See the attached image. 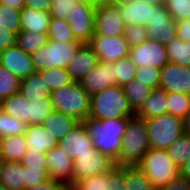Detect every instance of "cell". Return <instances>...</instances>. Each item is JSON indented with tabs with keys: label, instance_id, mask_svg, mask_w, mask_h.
Listing matches in <instances>:
<instances>
[{
	"label": "cell",
	"instance_id": "cell-1",
	"mask_svg": "<svg viewBox=\"0 0 190 190\" xmlns=\"http://www.w3.org/2000/svg\"><path fill=\"white\" fill-rule=\"evenodd\" d=\"M130 118L107 120L87 118L83 122L93 140L94 148L116 161L122 149V138Z\"/></svg>",
	"mask_w": 190,
	"mask_h": 190
},
{
	"label": "cell",
	"instance_id": "cell-2",
	"mask_svg": "<svg viewBox=\"0 0 190 190\" xmlns=\"http://www.w3.org/2000/svg\"><path fill=\"white\" fill-rule=\"evenodd\" d=\"M136 113L125 96L123 87L113 85L91 96L88 118L95 120L134 117Z\"/></svg>",
	"mask_w": 190,
	"mask_h": 190
},
{
	"label": "cell",
	"instance_id": "cell-3",
	"mask_svg": "<svg viewBox=\"0 0 190 190\" xmlns=\"http://www.w3.org/2000/svg\"><path fill=\"white\" fill-rule=\"evenodd\" d=\"M122 141V149L115 165L136 166L150 148L146 120L137 116L131 117Z\"/></svg>",
	"mask_w": 190,
	"mask_h": 190
},
{
	"label": "cell",
	"instance_id": "cell-4",
	"mask_svg": "<svg viewBox=\"0 0 190 190\" xmlns=\"http://www.w3.org/2000/svg\"><path fill=\"white\" fill-rule=\"evenodd\" d=\"M50 99L56 111L77 119L86 120L90 113L91 96L80 82L73 81L50 93Z\"/></svg>",
	"mask_w": 190,
	"mask_h": 190
},
{
	"label": "cell",
	"instance_id": "cell-5",
	"mask_svg": "<svg viewBox=\"0 0 190 190\" xmlns=\"http://www.w3.org/2000/svg\"><path fill=\"white\" fill-rule=\"evenodd\" d=\"M136 167L155 187L168 184L179 176V166L165 149L149 148Z\"/></svg>",
	"mask_w": 190,
	"mask_h": 190
},
{
	"label": "cell",
	"instance_id": "cell-6",
	"mask_svg": "<svg viewBox=\"0 0 190 190\" xmlns=\"http://www.w3.org/2000/svg\"><path fill=\"white\" fill-rule=\"evenodd\" d=\"M145 120L150 148L167 150L185 133L184 121L170 113Z\"/></svg>",
	"mask_w": 190,
	"mask_h": 190
},
{
	"label": "cell",
	"instance_id": "cell-7",
	"mask_svg": "<svg viewBox=\"0 0 190 190\" xmlns=\"http://www.w3.org/2000/svg\"><path fill=\"white\" fill-rule=\"evenodd\" d=\"M82 44L49 40L44 48L31 55L36 72L49 68H66Z\"/></svg>",
	"mask_w": 190,
	"mask_h": 190
},
{
	"label": "cell",
	"instance_id": "cell-8",
	"mask_svg": "<svg viewBox=\"0 0 190 190\" xmlns=\"http://www.w3.org/2000/svg\"><path fill=\"white\" fill-rule=\"evenodd\" d=\"M115 161L96 148L88 153L76 155L72 166V180L70 187L78 180L111 171Z\"/></svg>",
	"mask_w": 190,
	"mask_h": 190
},
{
	"label": "cell",
	"instance_id": "cell-9",
	"mask_svg": "<svg viewBox=\"0 0 190 190\" xmlns=\"http://www.w3.org/2000/svg\"><path fill=\"white\" fill-rule=\"evenodd\" d=\"M97 2L79 0L68 23L75 38L82 43H89L95 32V9Z\"/></svg>",
	"mask_w": 190,
	"mask_h": 190
},
{
	"label": "cell",
	"instance_id": "cell-10",
	"mask_svg": "<svg viewBox=\"0 0 190 190\" xmlns=\"http://www.w3.org/2000/svg\"><path fill=\"white\" fill-rule=\"evenodd\" d=\"M125 23L117 7L109 0H101L95 9L94 35L123 36Z\"/></svg>",
	"mask_w": 190,
	"mask_h": 190
},
{
	"label": "cell",
	"instance_id": "cell-11",
	"mask_svg": "<svg viewBox=\"0 0 190 190\" xmlns=\"http://www.w3.org/2000/svg\"><path fill=\"white\" fill-rule=\"evenodd\" d=\"M136 67L143 65L161 69L169 62L166 45L158 40H146L142 44L130 47L129 55Z\"/></svg>",
	"mask_w": 190,
	"mask_h": 190
},
{
	"label": "cell",
	"instance_id": "cell-12",
	"mask_svg": "<svg viewBox=\"0 0 190 190\" xmlns=\"http://www.w3.org/2000/svg\"><path fill=\"white\" fill-rule=\"evenodd\" d=\"M88 44L103 63H114L129 55L130 46L123 36L93 35Z\"/></svg>",
	"mask_w": 190,
	"mask_h": 190
},
{
	"label": "cell",
	"instance_id": "cell-13",
	"mask_svg": "<svg viewBox=\"0 0 190 190\" xmlns=\"http://www.w3.org/2000/svg\"><path fill=\"white\" fill-rule=\"evenodd\" d=\"M149 40H158L167 45L176 37V20L172 18L165 5L157 6L146 23Z\"/></svg>",
	"mask_w": 190,
	"mask_h": 190
},
{
	"label": "cell",
	"instance_id": "cell-14",
	"mask_svg": "<svg viewBox=\"0 0 190 190\" xmlns=\"http://www.w3.org/2000/svg\"><path fill=\"white\" fill-rule=\"evenodd\" d=\"M159 89L190 95V67L168 62L160 69Z\"/></svg>",
	"mask_w": 190,
	"mask_h": 190
},
{
	"label": "cell",
	"instance_id": "cell-15",
	"mask_svg": "<svg viewBox=\"0 0 190 190\" xmlns=\"http://www.w3.org/2000/svg\"><path fill=\"white\" fill-rule=\"evenodd\" d=\"M0 65L16 75L20 80L36 72L32 57L14 45L0 52Z\"/></svg>",
	"mask_w": 190,
	"mask_h": 190
},
{
	"label": "cell",
	"instance_id": "cell-16",
	"mask_svg": "<svg viewBox=\"0 0 190 190\" xmlns=\"http://www.w3.org/2000/svg\"><path fill=\"white\" fill-rule=\"evenodd\" d=\"M118 9L123 18L125 26L140 25L146 26L150 21L151 14L157 7L151 3L138 2L133 0H110Z\"/></svg>",
	"mask_w": 190,
	"mask_h": 190
},
{
	"label": "cell",
	"instance_id": "cell-17",
	"mask_svg": "<svg viewBox=\"0 0 190 190\" xmlns=\"http://www.w3.org/2000/svg\"><path fill=\"white\" fill-rule=\"evenodd\" d=\"M47 175L49 178L65 183L70 188L73 159L59 145L46 153Z\"/></svg>",
	"mask_w": 190,
	"mask_h": 190
},
{
	"label": "cell",
	"instance_id": "cell-18",
	"mask_svg": "<svg viewBox=\"0 0 190 190\" xmlns=\"http://www.w3.org/2000/svg\"><path fill=\"white\" fill-rule=\"evenodd\" d=\"M58 145L73 160L76 158V155L88 153L94 148L93 140L84 122H79L58 142Z\"/></svg>",
	"mask_w": 190,
	"mask_h": 190
},
{
	"label": "cell",
	"instance_id": "cell-19",
	"mask_svg": "<svg viewBox=\"0 0 190 190\" xmlns=\"http://www.w3.org/2000/svg\"><path fill=\"white\" fill-rule=\"evenodd\" d=\"M79 82L90 96L115 85L114 64L99 61Z\"/></svg>",
	"mask_w": 190,
	"mask_h": 190
},
{
	"label": "cell",
	"instance_id": "cell-20",
	"mask_svg": "<svg viewBox=\"0 0 190 190\" xmlns=\"http://www.w3.org/2000/svg\"><path fill=\"white\" fill-rule=\"evenodd\" d=\"M99 64L98 55L88 43H83L66 67L73 81L79 82Z\"/></svg>",
	"mask_w": 190,
	"mask_h": 190
},
{
	"label": "cell",
	"instance_id": "cell-21",
	"mask_svg": "<svg viewBox=\"0 0 190 190\" xmlns=\"http://www.w3.org/2000/svg\"><path fill=\"white\" fill-rule=\"evenodd\" d=\"M28 149L47 153L58 145V141L42 124L28 125L24 133Z\"/></svg>",
	"mask_w": 190,
	"mask_h": 190
},
{
	"label": "cell",
	"instance_id": "cell-22",
	"mask_svg": "<svg viewBox=\"0 0 190 190\" xmlns=\"http://www.w3.org/2000/svg\"><path fill=\"white\" fill-rule=\"evenodd\" d=\"M51 18L49 12L24 7L20 11L21 31L47 34Z\"/></svg>",
	"mask_w": 190,
	"mask_h": 190
},
{
	"label": "cell",
	"instance_id": "cell-23",
	"mask_svg": "<svg viewBox=\"0 0 190 190\" xmlns=\"http://www.w3.org/2000/svg\"><path fill=\"white\" fill-rule=\"evenodd\" d=\"M19 92L30 102H38L40 99L50 97V89L39 72L30 74L20 80Z\"/></svg>",
	"mask_w": 190,
	"mask_h": 190
},
{
	"label": "cell",
	"instance_id": "cell-24",
	"mask_svg": "<svg viewBox=\"0 0 190 190\" xmlns=\"http://www.w3.org/2000/svg\"><path fill=\"white\" fill-rule=\"evenodd\" d=\"M24 166L18 161H0V183L7 190H24Z\"/></svg>",
	"mask_w": 190,
	"mask_h": 190
},
{
	"label": "cell",
	"instance_id": "cell-25",
	"mask_svg": "<svg viewBox=\"0 0 190 190\" xmlns=\"http://www.w3.org/2000/svg\"><path fill=\"white\" fill-rule=\"evenodd\" d=\"M78 123H79V121L77 119L67 116L66 114H64L62 112L54 110L43 121L42 125L59 142Z\"/></svg>",
	"mask_w": 190,
	"mask_h": 190
},
{
	"label": "cell",
	"instance_id": "cell-26",
	"mask_svg": "<svg viewBox=\"0 0 190 190\" xmlns=\"http://www.w3.org/2000/svg\"><path fill=\"white\" fill-rule=\"evenodd\" d=\"M167 92L162 89H153L143 106L136 113L142 119H150L168 113Z\"/></svg>",
	"mask_w": 190,
	"mask_h": 190
},
{
	"label": "cell",
	"instance_id": "cell-27",
	"mask_svg": "<svg viewBox=\"0 0 190 190\" xmlns=\"http://www.w3.org/2000/svg\"><path fill=\"white\" fill-rule=\"evenodd\" d=\"M28 150L25 135H13L0 138V161L22 160Z\"/></svg>",
	"mask_w": 190,
	"mask_h": 190
},
{
	"label": "cell",
	"instance_id": "cell-28",
	"mask_svg": "<svg viewBox=\"0 0 190 190\" xmlns=\"http://www.w3.org/2000/svg\"><path fill=\"white\" fill-rule=\"evenodd\" d=\"M3 112L16 117L20 122L31 125V102L20 92L3 99Z\"/></svg>",
	"mask_w": 190,
	"mask_h": 190
},
{
	"label": "cell",
	"instance_id": "cell-29",
	"mask_svg": "<svg viewBox=\"0 0 190 190\" xmlns=\"http://www.w3.org/2000/svg\"><path fill=\"white\" fill-rule=\"evenodd\" d=\"M125 96L129 99L131 108L137 113L143 106L145 100L152 92V88L139 80H132L122 86Z\"/></svg>",
	"mask_w": 190,
	"mask_h": 190
},
{
	"label": "cell",
	"instance_id": "cell-30",
	"mask_svg": "<svg viewBox=\"0 0 190 190\" xmlns=\"http://www.w3.org/2000/svg\"><path fill=\"white\" fill-rule=\"evenodd\" d=\"M48 42V34L20 31L16 35V45L30 55L36 53L41 48H44Z\"/></svg>",
	"mask_w": 190,
	"mask_h": 190
},
{
	"label": "cell",
	"instance_id": "cell-31",
	"mask_svg": "<svg viewBox=\"0 0 190 190\" xmlns=\"http://www.w3.org/2000/svg\"><path fill=\"white\" fill-rule=\"evenodd\" d=\"M169 62L190 67V42H185L178 37L166 45Z\"/></svg>",
	"mask_w": 190,
	"mask_h": 190
},
{
	"label": "cell",
	"instance_id": "cell-32",
	"mask_svg": "<svg viewBox=\"0 0 190 190\" xmlns=\"http://www.w3.org/2000/svg\"><path fill=\"white\" fill-rule=\"evenodd\" d=\"M49 40L59 43L67 42H79L72 31L68 21H63L56 17L51 18V22L48 27Z\"/></svg>",
	"mask_w": 190,
	"mask_h": 190
},
{
	"label": "cell",
	"instance_id": "cell-33",
	"mask_svg": "<svg viewBox=\"0 0 190 190\" xmlns=\"http://www.w3.org/2000/svg\"><path fill=\"white\" fill-rule=\"evenodd\" d=\"M51 92L73 82L66 68H49L39 71Z\"/></svg>",
	"mask_w": 190,
	"mask_h": 190
},
{
	"label": "cell",
	"instance_id": "cell-34",
	"mask_svg": "<svg viewBox=\"0 0 190 190\" xmlns=\"http://www.w3.org/2000/svg\"><path fill=\"white\" fill-rule=\"evenodd\" d=\"M168 113L183 121L190 111V95L184 93H167Z\"/></svg>",
	"mask_w": 190,
	"mask_h": 190
},
{
	"label": "cell",
	"instance_id": "cell-35",
	"mask_svg": "<svg viewBox=\"0 0 190 190\" xmlns=\"http://www.w3.org/2000/svg\"><path fill=\"white\" fill-rule=\"evenodd\" d=\"M115 85L124 86L135 79L137 67L129 56L114 63Z\"/></svg>",
	"mask_w": 190,
	"mask_h": 190
},
{
	"label": "cell",
	"instance_id": "cell-36",
	"mask_svg": "<svg viewBox=\"0 0 190 190\" xmlns=\"http://www.w3.org/2000/svg\"><path fill=\"white\" fill-rule=\"evenodd\" d=\"M168 155L180 167L190 158V134L181 135L169 148Z\"/></svg>",
	"mask_w": 190,
	"mask_h": 190
},
{
	"label": "cell",
	"instance_id": "cell-37",
	"mask_svg": "<svg viewBox=\"0 0 190 190\" xmlns=\"http://www.w3.org/2000/svg\"><path fill=\"white\" fill-rule=\"evenodd\" d=\"M127 190H159L136 166L126 167Z\"/></svg>",
	"mask_w": 190,
	"mask_h": 190
},
{
	"label": "cell",
	"instance_id": "cell-38",
	"mask_svg": "<svg viewBox=\"0 0 190 190\" xmlns=\"http://www.w3.org/2000/svg\"><path fill=\"white\" fill-rule=\"evenodd\" d=\"M102 190H127L126 167L115 166L111 171L104 172Z\"/></svg>",
	"mask_w": 190,
	"mask_h": 190
},
{
	"label": "cell",
	"instance_id": "cell-39",
	"mask_svg": "<svg viewBox=\"0 0 190 190\" xmlns=\"http://www.w3.org/2000/svg\"><path fill=\"white\" fill-rule=\"evenodd\" d=\"M19 88L20 79L0 65V99H6L12 94L18 93Z\"/></svg>",
	"mask_w": 190,
	"mask_h": 190
},
{
	"label": "cell",
	"instance_id": "cell-40",
	"mask_svg": "<svg viewBox=\"0 0 190 190\" xmlns=\"http://www.w3.org/2000/svg\"><path fill=\"white\" fill-rule=\"evenodd\" d=\"M27 126L26 123L20 122L16 117L3 112L0 115V138L24 135Z\"/></svg>",
	"mask_w": 190,
	"mask_h": 190
},
{
	"label": "cell",
	"instance_id": "cell-41",
	"mask_svg": "<svg viewBox=\"0 0 190 190\" xmlns=\"http://www.w3.org/2000/svg\"><path fill=\"white\" fill-rule=\"evenodd\" d=\"M0 27L17 35L21 31L20 11L0 3Z\"/></svg>",
	"mask_w": 190,
	"mask_h": 190
},
{
	"label": "cell",
	"instance_id": "cell-42",
	"mask_svg": "<svg viewBox=\"0 0 190 190\" xmlns=\"http://www.w3.org/2000/svg\"><path fill=\"white\" fill-rule=\"evenodd\" d=\"M50 97L31 102V125L42 124L43 121L54 111Z\"/></svg>",
	"mask_w": 190,
	"mask_h": 190
},
{
	"label": "cell",
	"instance_id": "cell-43",
	"mask_svg": "<svg viewBox=\"0 0 190 190\" xmlns=\"http://www.w3.org/2000/svg\"><path fill=\"white\" fill-rule=\"evenodd\" d=\"M78 1L79 0H52L49 13L52 17L68 21Z\"/></svg>",
	"mask_w": 190,
	"mask_h": 190
},
{
	"label": "cell",
	"instance_id": "cell-44",
	"mask_svg": "<svg viewBox=\"0 0 190 190\" xmlns=\"http://www.w3.org/2000/svg\"><path fill=\"white\" fill-rule=\"evenodd\" d=\"M164 5L176 21L190 19V0H165Z\"/></svg>",
	"mask_w": 190,
	"mask_h": 190
},
{
	"label": "cell",
	"instance_id": "cell-45",
	"mask_svg": "<svg viewBox=\"0 0 190 190\" xmlns=\"http://www.w3.org/2000/svg\"><path fill=\"white\" fill-rule=\"evenodd\" d=\"M135 79L142 81V83H145L152 89H158L160 84V69L143 65L137 68Z\"/></svg>",
	"mask_w": 190,
	"mask_h": 190
},
{
	"label": "cell",
	"instance_id": "cell-46",
	"mask_svg": "<svg viewBox=\"0 0 190 190\" xmlns=\"http://www.w3.org/2000/svg\"><path fill=\"white\" fill-rule=\"evenodd\" d=\"M123 37L130 47L140 45L148 40L146 27L140 25L126 26Z\"/></svg>",
	"mask_w": 190,
	"mask_h": 190
},
{
	"label": "cell",
	"instance_id": "cell-47",
	"mask_svg": "<svg viewBox=\"0 0 190 190\" xmlns=\"http://www.w3.org/2000/svg\"><path fill=\"white\" fill-rule=\"evenodd\" d=\"M20 163L31 169H47V158L45 153L28 149L23 155Z\"/></svg>",
	"mask_w": 190,
	"mask_h": 190
},
{
	"label": "cell",
	"instance_id": "cell-48",
	"mask_svg": "<svg viewBox=\"0 0 190 190\" xmlns=\"http://www.w3.org/2000/svg\"><path fill=\"white\" fill-rule=\"evenodd\" d=\"M48 179L47 169H31L30 167H24V190L41 184Z\"/></svg>",
	"mask_w": 190,
	"mask_h": 190
},
{
	"label": "cell",
	"instance_id": "cell-49",
	"mask_svg": "<svg viewBox=\"0 0 190 190\" xmlns=\"http://www.w3.org/2000/svg\"><path fill=\"white\" fill-rule=\"evenodd\" d=\"M104 173L76 181L69 190H102Z\"/></svg>",
	"mask_w": 190,
	"mask_h": 190
},
{
	"label": "cell",
	"instance_id": "cell-50",
	"mask_svg": "<svg viewBox=\"0 0 190 190\" xmlns=\"http://www.w3.org/2000/svg\"><path fill=\"white\" fill-rule=\"evenodd\" d=\"M26 190H69V188L65 183L49 178L45 182L30 187Z\"/></svg>",
	"mask_w": 190,
	"mask_h": 190
},
{
	"label": "cell",
	"instance_id": "cell-51",
	"mask_svg": "<svg viewBox=\"0 0 190 190\" xmlns=\"http://www.w3.org/2000/svg\"><path fill=\"white\" fill-rule=\"evenodd\" d=\"M16 45V34L0 27V52Z\"/></svg>",
	"mask_w": 190,
	"mask_h": 190
},
{
	"label": "cell",
	"instance_id": "cell-52",
	"mask_svg": "<svg viewBox=\"0 0 190 190\" xmlns=\"http://www.w3.org/2000/svg\"><path fill=\"white\" fill-rule=\"evenodd\" d=\"M159 190H190V181L180 175L168 184L159 187Z\"/></svg>",
	"mask_w": 190,
	"mask_h": 190
},
{
	"label": "cell",
	"instance_id": "cell-53",
	"mask_svg": "<svg viewBox=\"0 0 190 190\" xmlns=\"http://www.w3.org/2000/svg\"><path fill=\"white\" fill-rule=\"evenodd\" d=\"M176 37L190 42V19L176 21Z\"/></svg>",
	"mask_w": 190,
	"mask_h": 190
},
{
	"label": "cell",
	"instance_id": "cell-54",
	"mask_svg": "<svg viewBox=\"0 0 190 190\" xmlns=\"http://www.w3.org/2000/svg\"><path fill=\"white\" fill-rule=\"evenodd\" d=\"M52 0H25V7L36 10L49 12Z\"/></svg>",
	"mask_w": 190,
	"mask_h": 190
},
{
	"label": "cell",
	"instance_id": "cell-55",
	"mask_svg": "<svg viewBox=\"0 0 190 190\" xmlns=\"http://www.w3.org/2000/svg\"><path fill=\"white\" fill-rule=\"evenodd\" d=\"M0 3L18 11L25 7V0H0Z\"/></svg>",
	"mask_w": 190,
	"mask_h": 190
},
{
	"label": "cell",
	"instance_id": "cell-56",
	"mask_svg": "<svg viewBox=\"0 0 190 190\" xmlns=\"http://www.w3.org/2000/svg\"><path fill=\"white\" fill-rule=\"evenodd\" d=\"M179 175L183 178H186L190 181V158H188V160L183 163L182 165H180L179 167Z\"/></svg>",
	"mask_w": 190,
	"mask_h": 190
},
{
	"label": "cell",
	"instance_id": "cell-57",
	"mask_svg": "<svg viewBox=\"0 0 190 190\" xmlns=\"http://www.w3.org/2000/svg\"><path fill=\"white\" fill-rule=\"evenodd\" d=\"M139 2L151 3L156 6L164 5L165 0H139Z\"/></svg>",
	"mask_w": 190,
	"mask_h": 190
},
{
	"label": "cell",
	"instance_id": "cell-58",
	"mask_svg": "<svg viewBox=\"0 0 190 190\" xmlns=\"http://www.w3.org/2000/svg\"><path fill=\"white\" fill-rule=\"evenodd\" d=\"M184 125H185V132L190 134V111L186 119L184 120Z\"/></svg>",
	"mask_w": 190,
	"mask_h": 190
},
{
	"label": "cell",
	"instance_id": "cell-59",
	"mask_svg": "<svg viewBox=\"0 0 190 190\" xmlns=\"http://www.w3.org/2000/svg\"><path fill=\"white\" fill-rule=\"evenodd\" d=\"M3 113V100L0 99V115Z\"/></svg>",
	"mask_w": 190,
	"mask_h": 190
},
{
	"label": "cell",
	"instance_id": "cell-60",
	"mask_svg": "<svg viewBox=\"0 0 190 190\" xmlns=\"http://www.w3.org/2000/svg\"><path fill=\"white\" fill-rule=\"evenodd\" d=\"M0 190H7L1 183H0Z\"/></svg>",
	"mask_w": 190,
	"mask_h": 190
}]
</instances>
